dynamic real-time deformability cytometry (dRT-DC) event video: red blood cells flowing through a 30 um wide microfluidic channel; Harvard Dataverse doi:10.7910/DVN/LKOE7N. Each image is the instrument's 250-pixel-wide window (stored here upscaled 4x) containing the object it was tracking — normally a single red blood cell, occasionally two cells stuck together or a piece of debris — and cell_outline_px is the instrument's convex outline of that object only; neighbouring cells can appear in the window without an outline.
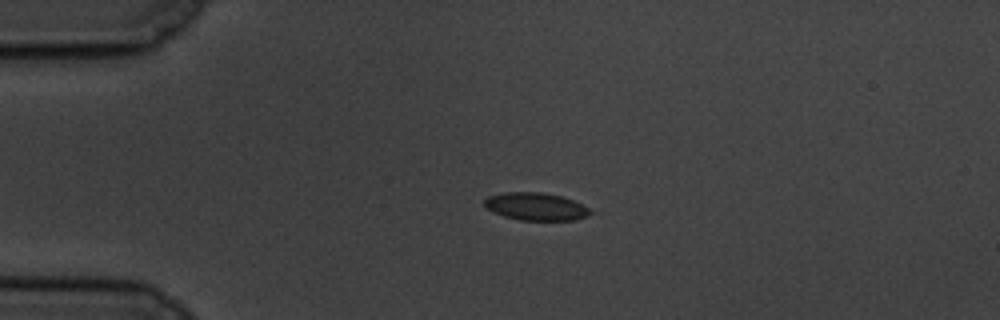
{"species": "common noctule bat (a hibernating species)", "species_latin": "Nyctalus noctula", "temperature_condition": "cold", "stored_images_in_passage": 46, "camera_frame_rate_fps": 3000, "um_per_image_px": 0.085, "animal": {"sex": "male", "body_mass_g": 19.5, "forearm_length_mm": 54.6}, "frame": {"image": 1, "passage_image": 1, "time_ms": 0.0, "image_size_px": [1000, 320], "cell_outline_px": [[600, 212], [576, 220], [520, 220], [504, 216], [492, 212], [484, 204], [484, 200], [488, 196], [504, 192], [540, 192], [560, 196], [572, 200]], "centroid_in_image_um": [45.62, 17.56], "position_along_channel_um": 39.4, "area_um2": 17.28}}
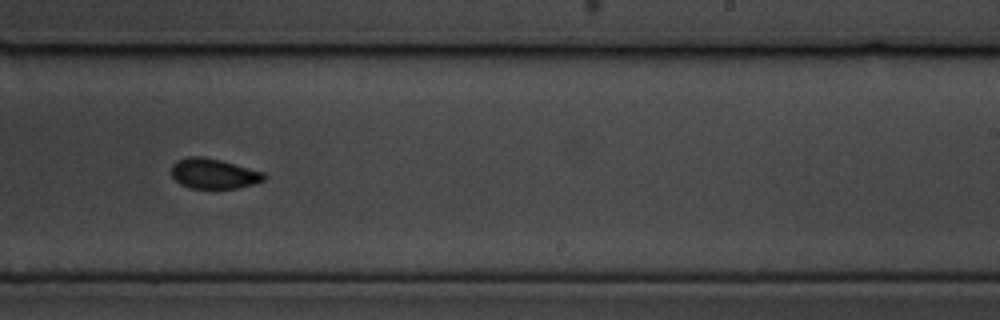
{"frame": {"image": 2, "passage_image": 24, "time_ms": 7.667, "image_size_px": [1000, 320], "cell_outline_px": [[268, 176], [264, 180], [252, 184], [236, 188], [188, 188], [180, 184], [172, 176], [172, 164], [176, 160], [188, 156], [204, 156], [220, 160], [264, 172]], "centroid_in_image_um": [18.15, 14.75], "position_along_channel_um": 270.9, "area_um2": 16.3}}
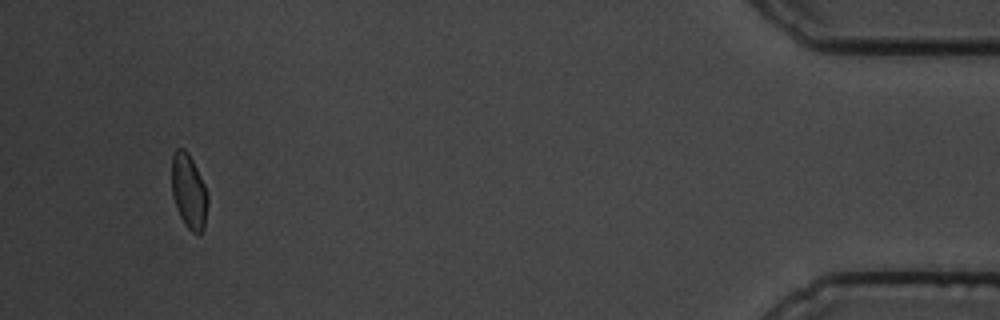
{"frame": {"image": 3, "passage_image": 43, "time_ms": 14.0, "image_size_px": [1000, 320], "cell_outline_px": [[208, 204], [204, 228], [200, 232], [192, 232], [184, 224], [176, 208], [172, 196], [172, 156], [176, 148], [184, 148], [188, 152], [208, 192]], "centroid_in_image_um": [16.05, 16.26], "position_along_channel_um": 419.2, "area_um2": 15.66}, "authors_computed_cell_mechanics": {"area_um2": 16.4152, "velocity_mm_per_s": 3.4368, "shape_relaxation_time_tau1_ms": 4.2926, "shape_relaxation_time_tau2_ms": 0.6348, "deformation_change_tau1": 0.1125, "deformation_change_tau2": 0.0573}}